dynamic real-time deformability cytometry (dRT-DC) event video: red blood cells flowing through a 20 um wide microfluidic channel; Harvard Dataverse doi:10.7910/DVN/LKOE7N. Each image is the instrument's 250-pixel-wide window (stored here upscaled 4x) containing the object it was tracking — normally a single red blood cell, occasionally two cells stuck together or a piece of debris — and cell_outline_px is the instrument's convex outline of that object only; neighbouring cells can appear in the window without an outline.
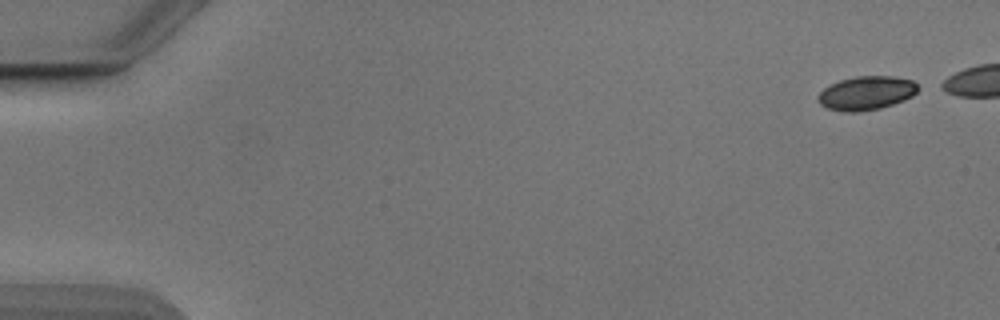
{"species": "Egyptian fruit bat (a non-hibernating species)", "species_latin": "Rousettus aegyptiacus", "temperature_condition": "cold", "stored_images_in_passage": 45, "camera_frame_rate_fps": 3000, "um_per_image_px": 0.085, "animal": {"sex": "male"}, "frame": {"image": 1, "passage_image": 1, "time_ms": 0.0, "image_size_px": [1000, 320], "cell_outline_px": [[916, 92], [912, 96], [904, 100], [880, 108], [856, 112], [848, 112], [828, 108], [820, 104], [816, 100], [816, 96], [824, 88], [840, 80], [856, 76], [892, 76], [912, 80], [916, 84]], "centroid_in_image_um": [73.6, 7.91], "position_along_channel_um": 11.4, "area_um2": 19.48}}
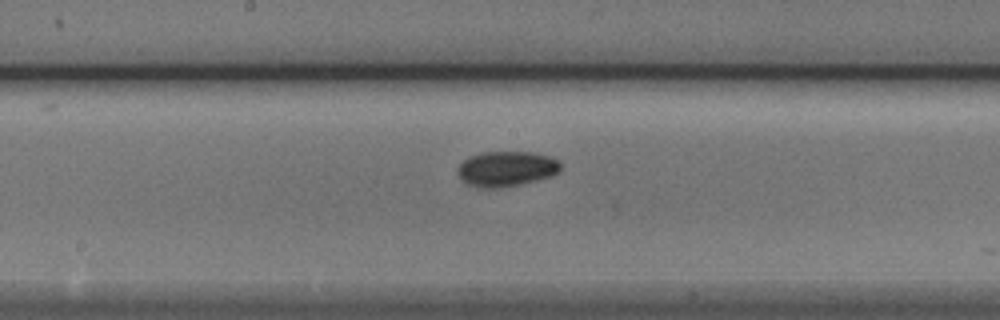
{"frame": {"image": 2, "passage_image": 27, "time_ms": 8.667, "image_size_px": [1000, 320], "cell_outline_px": [[560, 172], [552, 176], [520, 184], [500, 188], [476, 188], [460, 180], [456, 172], [460, 164], [468, 156], [480, 152], [532, 152], [548, 156], [556, 160], [560, 164]], "centroid_in_image_um": [42.99, 14.36], "position_along_channel_um": 205.2, "area_um2": 21.33}}
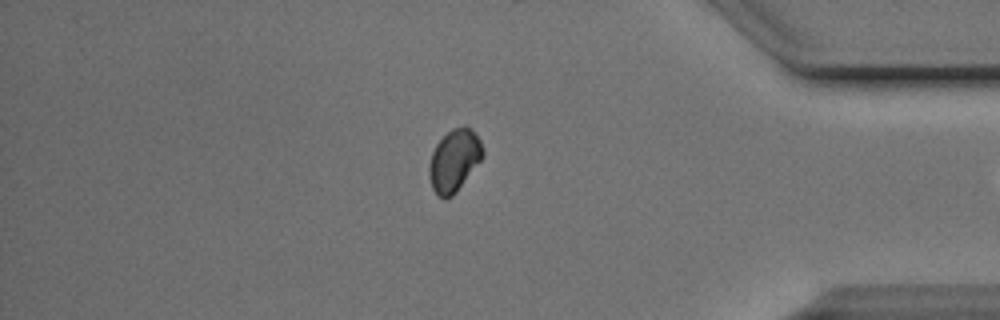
{"frame": {"image": 3, "passage_image": 44, "time_ms": 14.333, "image_size_px": [1000, 320], "cell_outline_px": [[484, 156], [456, 192], [452, 196], [440, 196], [432, 188], [428, 176], [428, 164], [432, 152], [436, 144], [452, 128], [464, 124], [480, 140], [484, 152]], "centroid_in_image_um": [38.59, 13.62], "position_along_channel_um": 396.6, "area_um2": 19.19}}